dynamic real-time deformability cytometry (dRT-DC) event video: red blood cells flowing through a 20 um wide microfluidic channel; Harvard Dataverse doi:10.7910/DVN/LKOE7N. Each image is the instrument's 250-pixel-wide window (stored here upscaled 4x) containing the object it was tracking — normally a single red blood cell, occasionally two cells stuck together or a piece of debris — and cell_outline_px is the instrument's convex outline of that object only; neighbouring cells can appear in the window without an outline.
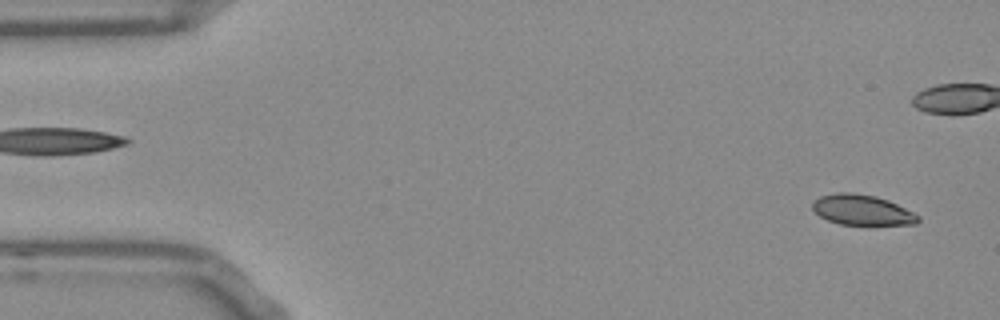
{"species": "Egyptian fruit bat (a non-hibernating species)", "species_latin": "Rousettus aegyptiacus", "temperature_condition": "room temperature", "stored_images_in_passage": 52, "camera_frame_rate_fps": 3000, "um_per_image_px": 0.085, "frame": {"image": 1, "passage_image": 1, "time_ms": 0.0, "image_size_px": [1000, 320], "cell_outline_px": [[920, 220], [916, 224], [840, 224], [828, 220], [820, 216], [812, 208], [812, 200], [820, 196], [836, 192], [852, 192], [876, 196], [888, 200], [920, 216]], "centroid_in_image_um": [73.24, 17.83], "position_along_channel_um": 11.8, "area_um2": 18.55}}
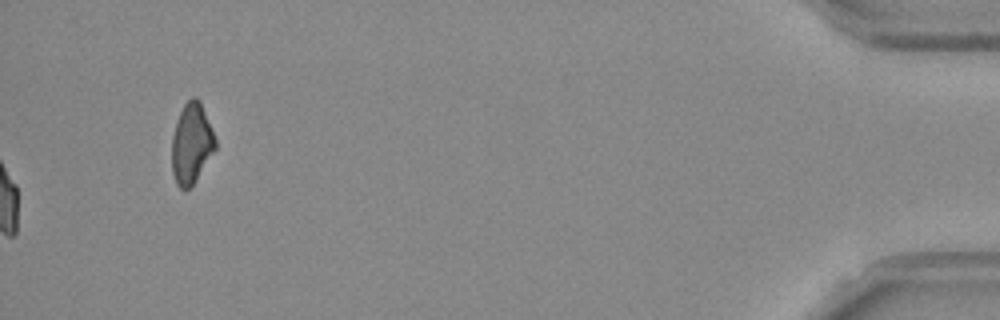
{"frame": {"image": 2, "passage_image": 52, "time_ms": 17.0, "image_size_px": [1000, 320], "cell_outline_px": [[216, 148], [196, 180], [188, 188], [180, 188], [176, 184], [172, 172], [172, 136], [176, 120], [184, 104], [192, 96], [196, 96], [200, 100], [216, 140]], "centroid_in_image_um": [16.27, 12.18], "position_along_channel_um": 418.9, "area_um2": 20.29}, "authors_computed_cell_mechanics": {"area_um2": 19.8832, "velocity_mm_per_s": 3.8136, "shape_relaxation_time_tau1_ms": null, "shape_relaxation_time_tau2_ms": 1.511, "deformation_change_tau1": null, "deformation_change_tau2": 0.0491}}